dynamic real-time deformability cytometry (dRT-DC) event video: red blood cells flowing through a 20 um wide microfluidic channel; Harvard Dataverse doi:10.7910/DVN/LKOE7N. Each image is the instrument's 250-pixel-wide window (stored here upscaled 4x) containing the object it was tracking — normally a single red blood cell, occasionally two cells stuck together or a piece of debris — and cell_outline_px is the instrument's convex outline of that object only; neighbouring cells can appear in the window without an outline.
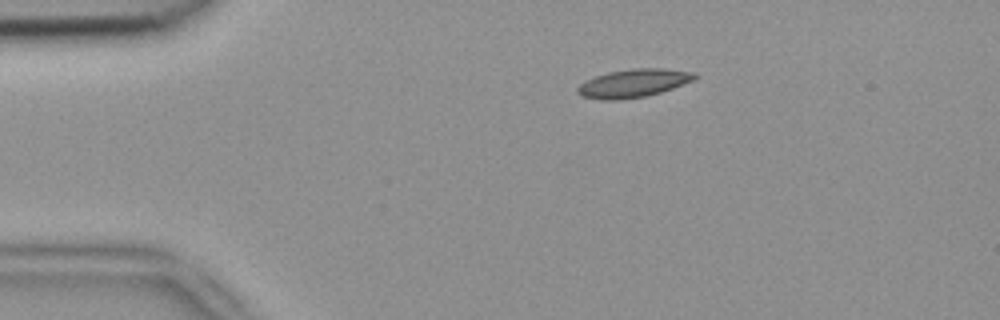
{"species": "common noctule bat (a hibernating species)", "species_latin": "Nyctalus noctula", "temperature_condition": "room temperature", "stored_images_in_passage": 3, "camera_frame_rate_fps": 3000, "um_per_image_px": 0.085, "animal": {"sex": "female", "body_mass_g": 18.4}, "frame": {"image": 1, "passage_image": 1, "time_ms": 0.0, "image_size_px": [1000, 320], "cell_outline_px": [[700, 76], [696, 80], [648, 96], [620, 100], [600, 100], [580, 96], [576, 92], [576, 88], [584, 80], [608, 72], [632, 68], [664, 68], [696, 72]], "centroid_in_image_um": [53.86, 7.07], "position_along_channel_um": 31.1, "area_um2": 19.71}}